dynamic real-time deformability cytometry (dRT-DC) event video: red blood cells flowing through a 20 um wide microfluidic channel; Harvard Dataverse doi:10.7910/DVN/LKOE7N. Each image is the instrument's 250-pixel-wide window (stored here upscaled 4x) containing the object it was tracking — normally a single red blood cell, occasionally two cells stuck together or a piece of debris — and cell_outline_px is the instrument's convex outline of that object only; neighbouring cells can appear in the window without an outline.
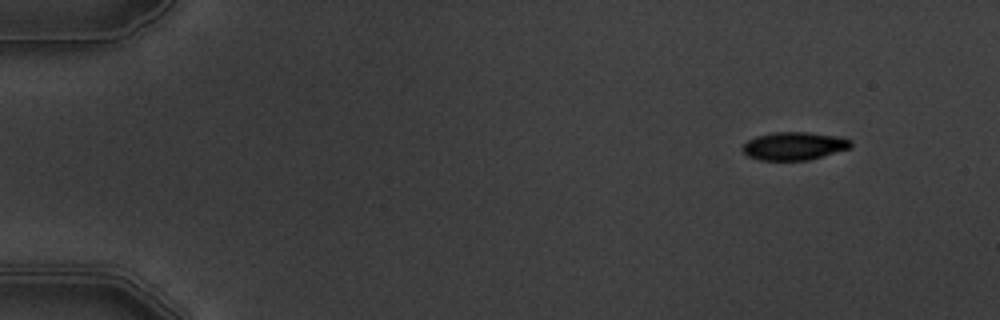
{"species": "common noctule bat (a hibernating species)", "species_latin": "Nyctalus noctula", "temperature_condition": "warm", "stored_images_in_passage": 6, "camera_frame_rate_fps": 3000, "um_per_image_px": 0.085, "animal": {"sex": "male", "body_mass_g": 19.5, "forearm_length_mm": 54.6}, "frame": {"image": 1, "passage_image": 1, "time_ms": 0.0, "image_size_px": [1000, 320], "cell_outline_px": [[852, 144], [848, 148], [808, 160], [760, 160], [748, 156], [744, 152], [744, 144], [748, 140], [756, 136], [776, 132], [808, 132], [840, 136], [852, 140]], "centroid_in_image_um": [67.51, 12.4], "position_along_channel_um": 17.5, "area_um2": 17.46}}
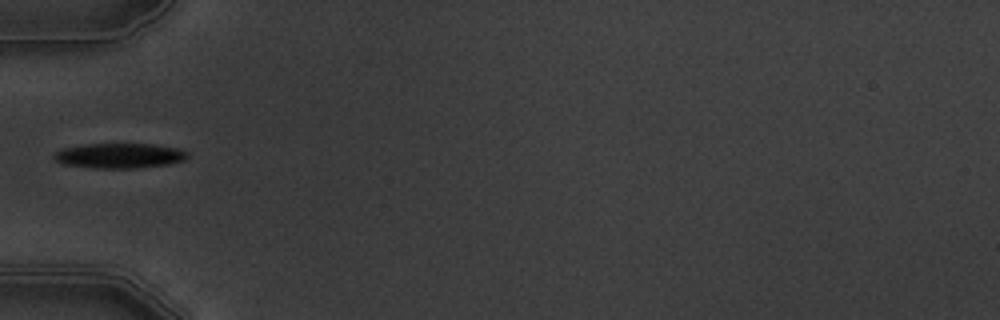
{"frame": {"image": 2, "passage_image": 5, "time_ms": 4.667, "image_size_px": [1000, 320], "cell_outline_px": [[188, 156], [184, 160], [168, 164], [136, 168], [96, 168], [64, 164], [56, 160], [52, 156], [60, 148], [84, 144], [152, 144], [176, 148], [188, 152]], "centroid_in_image_um": [10.13, 13.23], "position_along_channel_um": 74.9, "area_um2": 19.36}}